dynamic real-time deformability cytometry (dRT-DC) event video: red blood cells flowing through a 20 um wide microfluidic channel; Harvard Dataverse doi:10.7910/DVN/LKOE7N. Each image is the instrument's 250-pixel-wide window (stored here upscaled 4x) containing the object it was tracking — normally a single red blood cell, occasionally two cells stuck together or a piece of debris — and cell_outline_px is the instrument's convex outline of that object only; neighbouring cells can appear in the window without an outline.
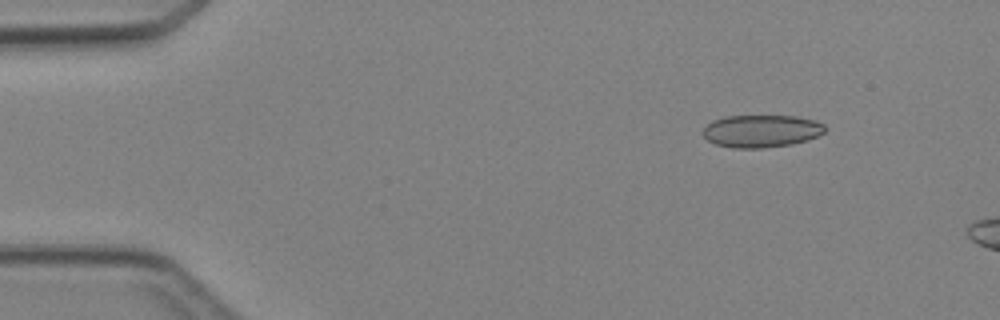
{"species": "Egyptian fruit bat (a non-hibernating species)", "species_latin": "Rousettus aegyptiacus", "temperature_condition": "cold", "stored_images_in_passage": 4, "camera_frame_rate_fps": 3000, "um_per_image_px": 0.085, "animal": {"sex": "female"}, "frame": {"image": 1, "passage_image": 1, "time_ms": 0.0, "image_size_px": [1000, 320], "cell_outline_px": [[824, 132], [808, 140], [792, 144], [764, 148], [732, 148], [716, 144], [708, 140], [704, 136], [704, 128], [712, 120], [724, 116], [796, 116], [816, 120], [824, 124]], "centroid_in_image_um": [64.72, 11.14], "position_along_channel_um": 20.3, "area_um2": 23.12}}